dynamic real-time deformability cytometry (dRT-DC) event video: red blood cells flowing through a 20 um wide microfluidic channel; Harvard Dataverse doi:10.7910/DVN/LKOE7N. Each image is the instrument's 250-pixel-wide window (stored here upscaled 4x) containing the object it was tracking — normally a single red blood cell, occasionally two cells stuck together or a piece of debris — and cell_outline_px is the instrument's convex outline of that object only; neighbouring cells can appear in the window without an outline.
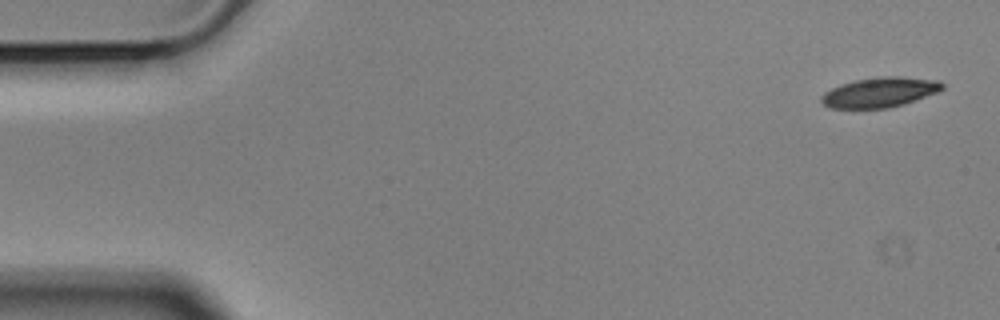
{"species": "Egyptian fruit bat (a non-hibernating species)", "species_latin": "Rousettus aegyptiacus", "temperature_condition": "cold", "stored_images_in_passage": 14, "camera_frame_rate_fps": 3000, "um_per_image_px": 0.085, "animal": {"sex": "male"}, "frame": {"image": 1, "passage_image": 1, "time_ms": 0.0, "image_size_px": [1000, 320], "cell_outline_px": [[944, 88], [936, 92], [916, 100], [904, 104], [888, 108], [828, 108], [820, 100], [820, 96], [824, 92], [840, 84], [856, 80], [884, 76], [900, 76], [940, 80], [944, 84]], "centroid_in_image_um": [74.78, 7.84], "position_along_channel_um": 10.2, "area_um2": 21.15}}